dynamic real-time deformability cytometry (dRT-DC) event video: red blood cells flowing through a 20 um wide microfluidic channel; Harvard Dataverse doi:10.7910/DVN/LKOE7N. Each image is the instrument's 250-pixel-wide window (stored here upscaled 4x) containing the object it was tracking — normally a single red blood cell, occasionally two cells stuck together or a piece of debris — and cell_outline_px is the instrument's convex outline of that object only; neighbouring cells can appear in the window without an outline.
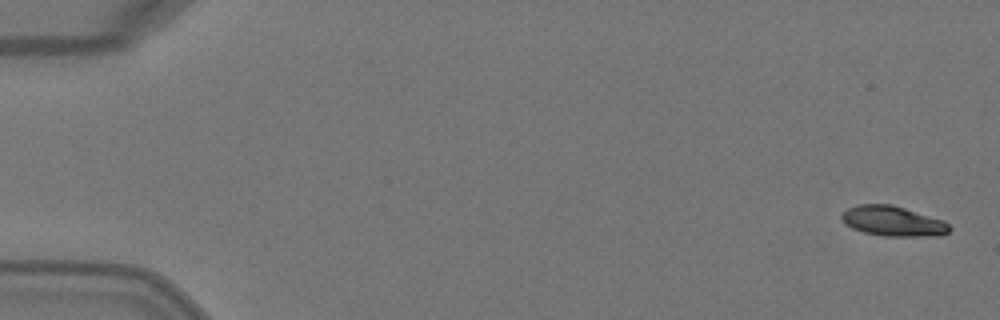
{"species": "Egyptian fruit bat (a non-hibernating species)", "species_latin": "Rousettus aegyptiacus", "temperature_condition": "warm", "stored_images_in_passage": 5, "camera_frame_rate_fps": 3000, "um_per_image_px": 0.085, "animal": {"sex": "female"}, "frame": {"image": 1, "passage_image": 1, "time_ms": 0.0, "image_size_px": [1000, 320], "cell_outline_px": [[952, 228], [948, 232], [940, 236], [884, 236], [864, 232], [852, 228], [844, 224], [840, 216], [848, 208], [860, 204], [892, 204], [944, 220]], "centroid_in_image_um": [75.91, 18.8], "position_along_channel_um": 9.1, "area_um2": 18.96}}
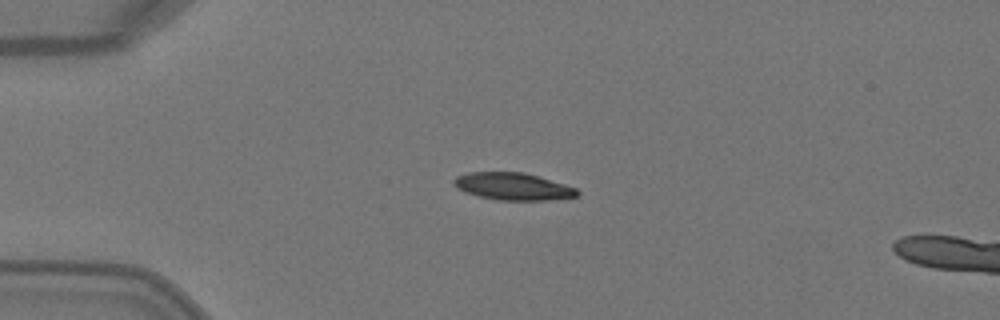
{"frame": {"image": 2, "passage_image": 4, "time_ms": 1.0, "image_size_px": [1000, 320], "cell_outline_px": [[580, 192], [576, 196], [548, 200], [496, 200], [464, 192], [456, 188], [452, 184], [452, 180], [456, 176], [468, 172], [524, 172], [564, 184], [576, 188]], "centroid_in_image_um": [43.54, 15.84], "position_along_channel_um": 41.5, "area_um2": 19.59}}